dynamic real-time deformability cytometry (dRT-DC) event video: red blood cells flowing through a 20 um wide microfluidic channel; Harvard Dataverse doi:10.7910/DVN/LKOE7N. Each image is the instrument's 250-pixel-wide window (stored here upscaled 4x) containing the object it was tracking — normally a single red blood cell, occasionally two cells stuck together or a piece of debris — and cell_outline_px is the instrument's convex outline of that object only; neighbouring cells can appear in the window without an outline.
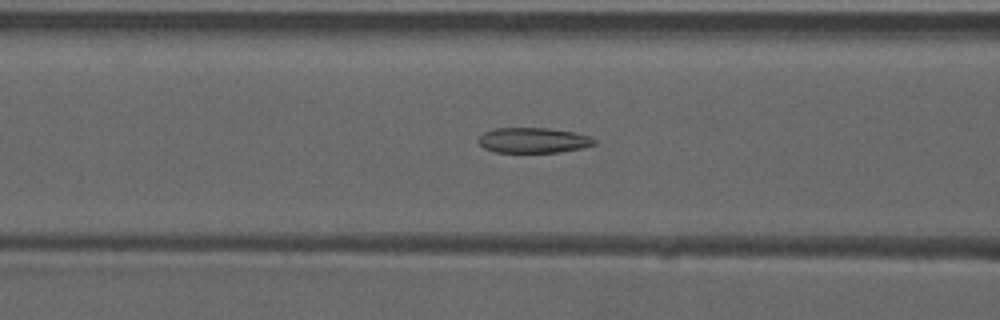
{"species": "common noctule bat (a hibernating species)", "species_latin": "Nyctalus noctula", "temperature_condition": "warm", "stored_images_in_passage": 52, "camera_frame_rate_fps": 3000, "um_per_image_px": 0.085, "animal": {"sex": "male", "forearm_length_mm": 52.5}, "frame": {"image": 1, "passage_image": 21, "time_ms": 6.667, "image_size_px": [1000, 320], "cell_outline_px": [[596, 144], [580, 148], [556, 152], [496, 152], [484, 148], [476, 140], [484, 132], [492, 128], [548, 128], [572, 132], [592, 136], [596, 140]], "centroid_in_image_um": [45.31, 11.91], "position_along_channel_um": 121.3, "area_um2": 17.05}}
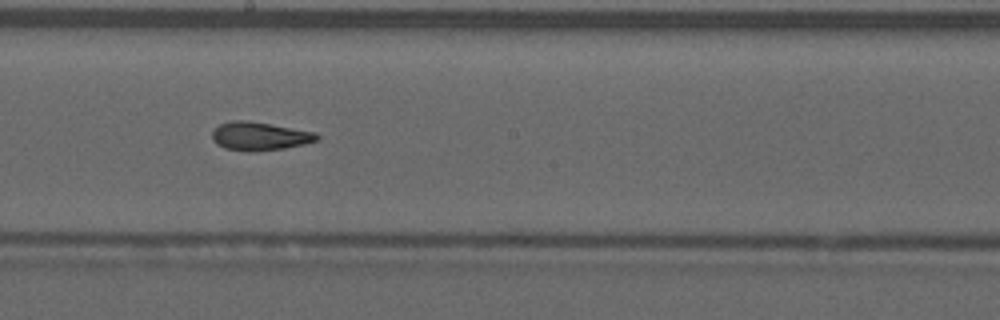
{"frame": {"image": 2, "passage_image": 29, "time_ms": 9.333, "image_size_px": [1000, 320], "cell_outline_px": [[320, 140], [304, 144], [284, 148], [224, 148], [216, 144], [212, 140], [212, 132], [220, 124], [232, 120], [248, 120], [272, 124], [316, 132], [320, 136]], "centroid_in_image_um": [22.11, 11.51], "position_along_channel_um": 226.1, "area_um2": 16.65}}
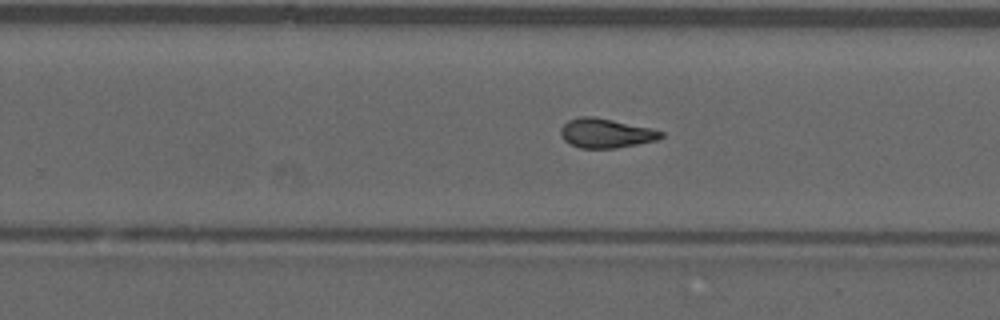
{"frame": {"image": 3, "passage_image": 33, "time_ms": 10.667, "image_size_px": [1000, 320], "cell_outline_px": [[664, 136], [656, 140], [616, 148], [580, 148], [564, 140], [560, 132], [560, 128], [568, 120], [580, 116], [592, 116], [612, 120], [648, 128], [664, 132]], "centroid_in_image_um": [51.46, 11.32], "position_along_channel_um": 278.3, "area_um2": 16.88}, "authors_computed_cell_mechanics": {"area_um2": 17.2244, "velocity_mm_per_s": 3.9316, "shape_relaxation_time_tau1_ms": null, "shape_relaxation_time_tau2_ms": 2.5982, "deformation_change_tau1": null, "deformation_change_tau2": 0.1011}}